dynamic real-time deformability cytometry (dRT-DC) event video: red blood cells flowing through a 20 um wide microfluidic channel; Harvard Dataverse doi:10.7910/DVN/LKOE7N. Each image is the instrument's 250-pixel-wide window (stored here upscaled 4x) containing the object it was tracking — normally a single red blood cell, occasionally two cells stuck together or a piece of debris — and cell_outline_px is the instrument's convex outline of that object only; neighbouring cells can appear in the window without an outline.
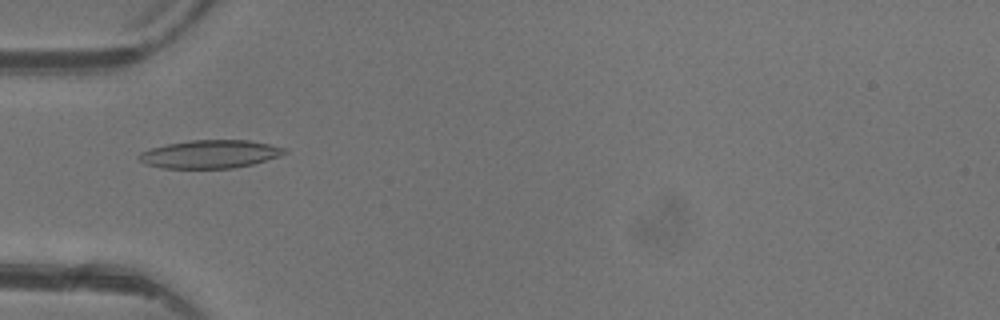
{"species": "common noctule bat (a hibernating species)", "species_latin": "Nyctalus noctula", "temperature_condition": "warm", "stored_images_in_passage": 5, "camera_frame_rate_fps": 3000, "um_per_image_px": 0.085, "animal": {"sex": "female"}, "frame": {"image": 1, "passage_image": 5, "time_ms": 4.667, "image_size_px": [1000, 320], "cell_outline_px": [[288, 152], [280, 156], [252, 164], [232, 168], [164, 168], [144, 164], [136, 156], [140, 152], [152, 148], [168, 144], [188, 140], [248, 140], [288, 148]], "centroid_in_image_um": [17.86, 13.1], "position_along_channel_um": 67.1, "area_um2": 23.87}}